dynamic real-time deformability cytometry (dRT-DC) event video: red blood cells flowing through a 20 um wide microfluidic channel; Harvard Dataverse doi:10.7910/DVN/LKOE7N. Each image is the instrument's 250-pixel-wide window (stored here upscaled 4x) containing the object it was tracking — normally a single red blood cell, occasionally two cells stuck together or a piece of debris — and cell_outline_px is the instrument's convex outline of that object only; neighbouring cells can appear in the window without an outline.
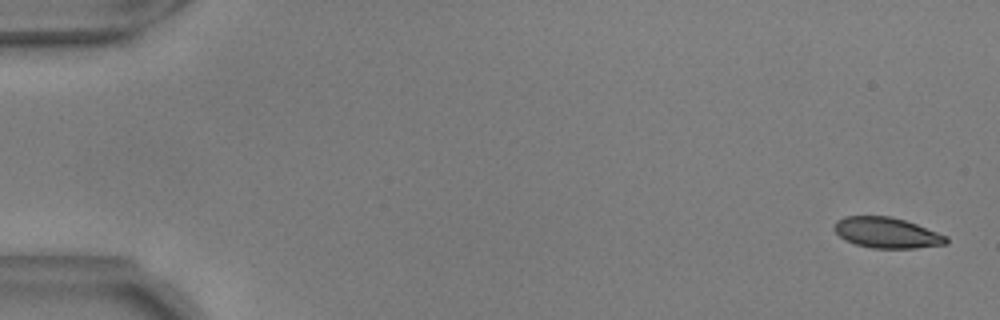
{"species": "common noctule bat (a hibernating species)", "species_latin": "Nyctalus noctula", "temperature_condition": "warm", "stored_images_in_passage": 55, "camera_frame_rate_fps": 3000, "um_per_image_px": 0.085, "animal": {"sex": "male", "body_mass_g": 17.9, "forearm_length_mm": 54.2}, "frame": {"image": 1, "passage_image": 2, "time_ms": 0.333, "image_size_px": [1000, 320], "cell_outline_px": [[948, 244], [916, 248], [872, 248], [856, 244], [844, 240], [832, 228], [836, 220], [844, 216], [892, 216], [916, 224], [948, 236]], "centroid_in_image_um": [75.37, 19.78], "position_along_channel_um": 9.6, "area_um2": 20.11}}
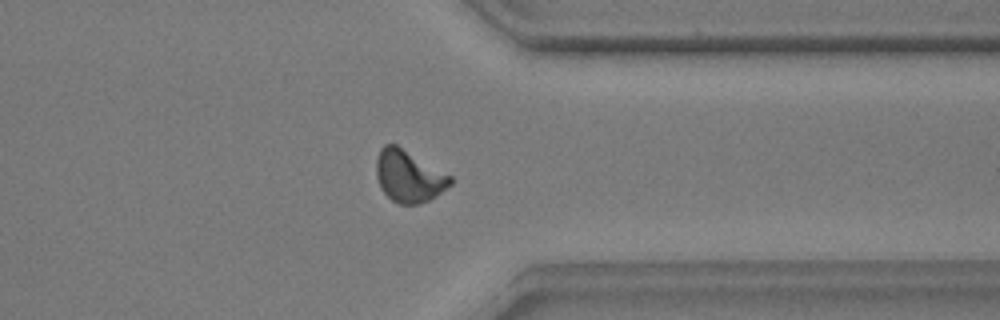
{"frame": {"image": 2, "passage_image": 44, "time_ms": 14.333, "image_size_px": [1000, 320], "cell_outline_px": [[452, 184], [436, 196], [420, 204], [400, 204], [392, 200], [380, 188], [376, 176], [376, 156], [380, 148], [384, 144], [396, 144], [452, 176]], "centroid_in_image_um": [34.73, 14.97], "position_along_channel_um": 376.7, "area_um2": 22.48}}
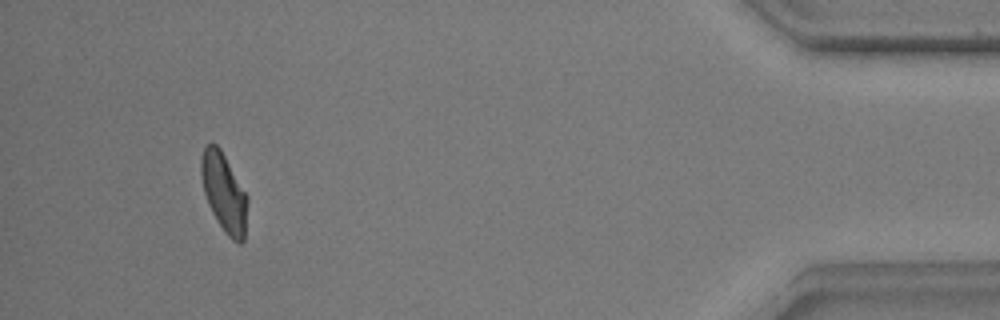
{"frame": {"image": 3, "passage_image": 52, "time_ms": 17.0, "image_size_px": [1000, 320], "cell_outline_px": [[248, 200], [244, 240], [240, 244], [232, 240], [224, 232], [212, 212], [208, 204], [204, 192], [200, 176], [200, 160], [204, 148], [212, 140], [220, 148], [248, 196]], "centroid_in_image_um": [19.03, 16.36], "position_along_channel_um": 416.2, "area_um2": 21.39}, "authors_computed_cell_mechanics": {"area_um2": 21.6172, "velocity_mm_per_s": 3.6929, "shape_relaxation_time_tau1_ms": 4.0782, "shape_relaxation_time_tau2_ms": 1.2668, "deformation_change_tau1": 0.1391, "deformation_change_tau2": 0.0646}}